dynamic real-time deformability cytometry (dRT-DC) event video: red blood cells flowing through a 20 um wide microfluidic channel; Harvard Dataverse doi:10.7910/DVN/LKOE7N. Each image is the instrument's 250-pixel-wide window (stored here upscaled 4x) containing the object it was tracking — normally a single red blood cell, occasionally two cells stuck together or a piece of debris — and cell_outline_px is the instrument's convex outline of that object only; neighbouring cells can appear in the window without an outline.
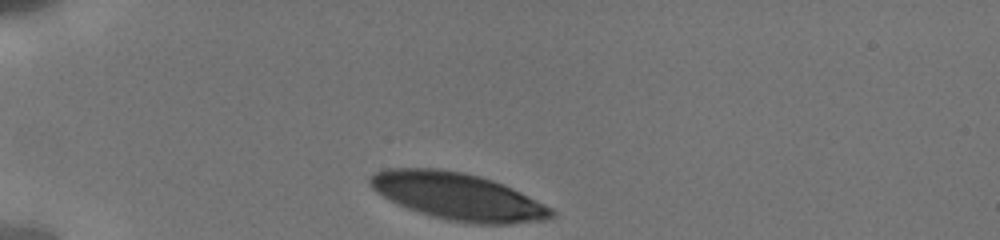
{"species": "human", "species_latin": "Homo sapiens", "temperature_condition": "cold", "stored_images_in_passage": 6, "camera_frame_rate_fps": 3000, "um_per_image_px": 0.085, "donor": {"sex": "male"}, "frame": {"image": 1, "passage_image": 1, "time_ms": 0.0, "image_size_px": [1000, 240], "cell_outline_px": [[556, 216], [548, 220], [512, 224], [472, 224], [448, 220], [432, 216], [408, 208], [388, 200], [376, 192], [368, 184], [368, 176], [372, 172], [384, 168], [436, 168], [464, 172], [480, 176], [504, 184], [552, 208], [556, 212]], "centroid_in_image_um": [38.9, 16.69], "position_along_channel_um": 46.1, "area_um2": 50.23}}